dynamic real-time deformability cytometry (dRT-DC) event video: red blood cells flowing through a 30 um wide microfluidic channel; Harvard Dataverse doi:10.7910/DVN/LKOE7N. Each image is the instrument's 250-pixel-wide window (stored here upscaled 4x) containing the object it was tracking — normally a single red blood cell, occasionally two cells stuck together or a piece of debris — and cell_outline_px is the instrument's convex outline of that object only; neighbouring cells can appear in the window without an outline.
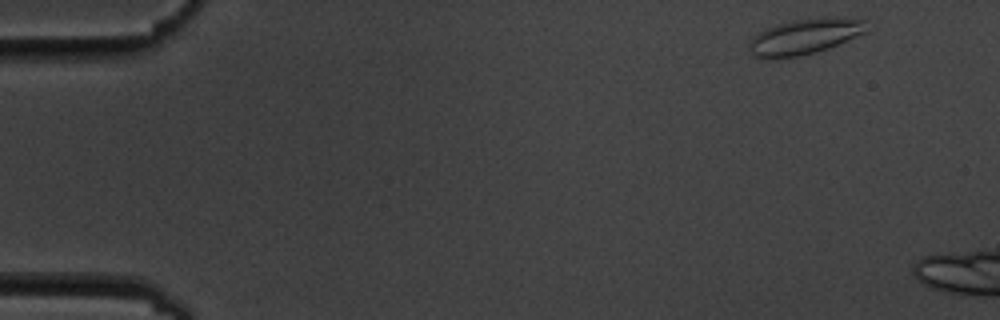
{"species": "common noctule bat (a hibernating species)", "species_latin": "Nyctalus noctula", "temperature_condition": "cold", "stored_images_in_passage": 3, "camera_frame_rate_fps": 3000, "um_per_image_px": 0.085, "animal": {"sex": "male", "body_mass_g": 19.5, "forearm_length_mm": 54.6}, "frame": {"image": 1, "passage_image": 1, "time_ms": 0.0, "image_size_px": [1000, 320], "cell_outline_px": [[868, 32], [828, 48], [816, 52], [796, 56], [752, 56], [748, 48], [748, 44], [752, 36], [764, 28], [792, 20], [824, 16], [840, 16], [864, 20]], "centroid_in_image_um": [68.44, 3.05], "position_along_channel_um": 16.6, "area_um2": 24.33}}